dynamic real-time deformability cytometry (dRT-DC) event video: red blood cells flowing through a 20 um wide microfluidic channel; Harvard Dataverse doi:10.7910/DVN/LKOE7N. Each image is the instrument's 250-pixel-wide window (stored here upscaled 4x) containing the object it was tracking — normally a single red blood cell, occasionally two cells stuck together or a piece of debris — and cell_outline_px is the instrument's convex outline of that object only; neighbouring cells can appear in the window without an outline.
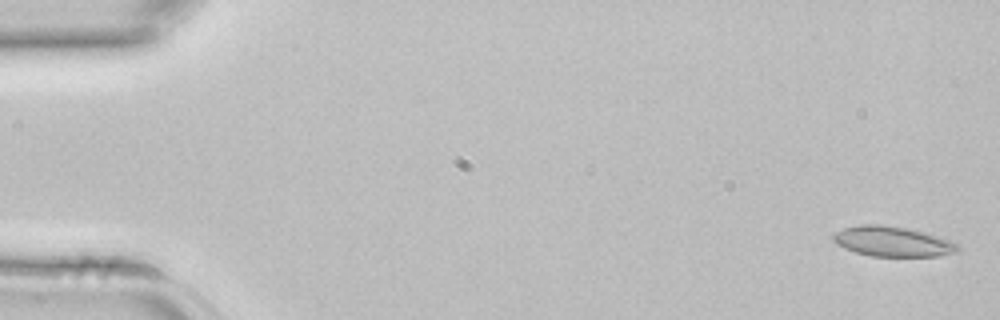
{"species": "common noctule bat (a hibernating species)", "species_latin": "Nyctalus noctula", "temperature_condition": "room temperature", "stored_images_in_passage": 4, "camera_frame_rate_fps": 3000, "um_per_image_px": 0.085, "animal": {"sex": "female", "body_mass_g": 22.7, "forearm_length_mm": 54.2}, "frame": {"image": 1, "passage_image": 1, "time_ms": 0.0, "image_size_px": [1000, 320], "cell_outline_px": [[960, 252], [940, 256], [872, 256], [856, 252], [844, 248], [836, 244], [832, 240], [832, 236], [836, 232], [844, 228], [860, 224], [884, 224], [908, 228], [940, 236], [956, 244], [960, 248]], "centroid_in_image_um": [75.88, 20.52], "position_along_channel_um": 9.1, "area_um2": 22.02}}